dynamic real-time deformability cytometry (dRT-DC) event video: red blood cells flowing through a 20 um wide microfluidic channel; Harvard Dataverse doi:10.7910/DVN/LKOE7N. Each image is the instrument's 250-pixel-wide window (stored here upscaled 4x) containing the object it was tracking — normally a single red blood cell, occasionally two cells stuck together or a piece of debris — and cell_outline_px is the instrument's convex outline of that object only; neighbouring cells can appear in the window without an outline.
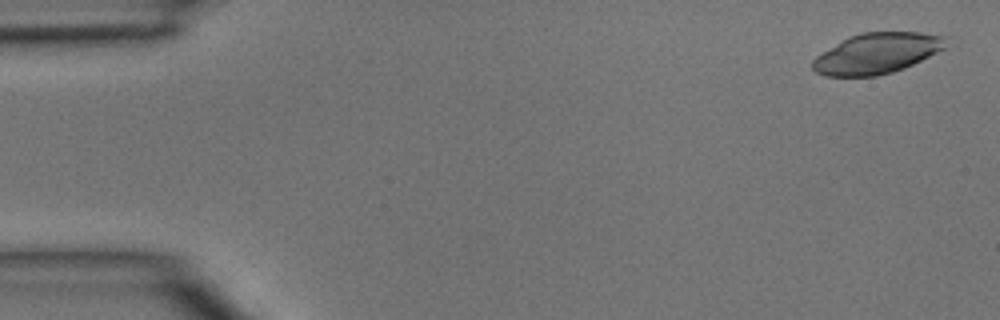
{"species": "common noctule bat (a hibernating species)", "species_latin": "Nyctalus noctula", "temperature_condition": "room temperature", "stored_images_in_passage": 6, "camera_frame_rate_fps": 3000, "um_per_image_px": 0.085, "animal": {"sex": "male", "body_mass_g": 15.6}, "frame": {"image": 1, "passage_image": 2, "time_ms": 0.333, "image_size_px": [1000, 320], "cell_outline_px": [[948, 48], [904, 68], [892, 72], [876, 76], [824, 76], [816, 72], [812, 68], [812, 60], [816, 56], [848, 36], [860, 32], [920, 32], [944, 36]], "centroid_in_image_um": [74.54, 4.53], "position_along_channel_um": 10.5, "area_um2": 31.67}}